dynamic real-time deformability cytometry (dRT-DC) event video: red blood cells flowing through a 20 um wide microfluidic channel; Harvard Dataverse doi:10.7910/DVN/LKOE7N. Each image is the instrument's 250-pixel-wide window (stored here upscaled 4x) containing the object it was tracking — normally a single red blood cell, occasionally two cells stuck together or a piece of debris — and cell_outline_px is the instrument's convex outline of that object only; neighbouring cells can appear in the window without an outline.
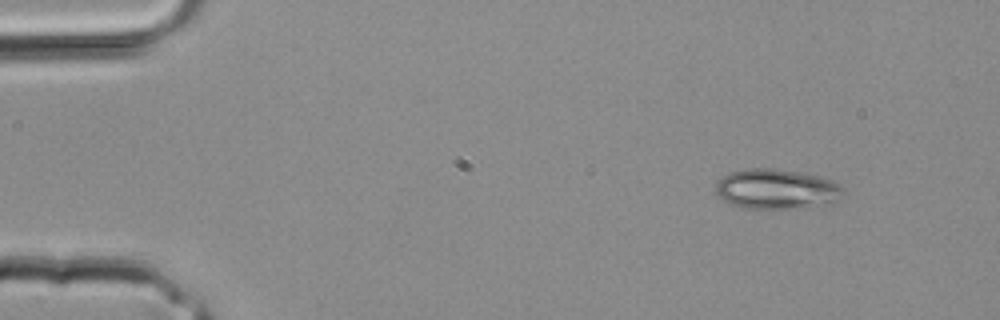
{"species": "common noctule bat (a hibernating species)", "species_latin": "Nyctalus noctula", "temperature_condition": "room temperature", "stored_images_in_passage": 2, "camera_frame_rate_fps": 3000, "um_per_image_px": 0.085, "animal": {"sex": "male", "body_mass_g": 20.4}, "frame": {"image": 1, "passage_image": 1, "time_ms": 0.0, "image_size_px": [1000, 320], "cell_outline_px": [[844, 196], [840, 200], [832, 204], [784, 208], [744, 208], [728, 204], [716, 196], [716, 184], [720, 176], [744, 168], [772, 168], [800, 172], [820, 176], [832, 180], [840, 184], [844, 188]], "centroid_in_image_um": [66.01, 16.06], "position_along_channel_um": 19.0, "area_um2": 30.23}}